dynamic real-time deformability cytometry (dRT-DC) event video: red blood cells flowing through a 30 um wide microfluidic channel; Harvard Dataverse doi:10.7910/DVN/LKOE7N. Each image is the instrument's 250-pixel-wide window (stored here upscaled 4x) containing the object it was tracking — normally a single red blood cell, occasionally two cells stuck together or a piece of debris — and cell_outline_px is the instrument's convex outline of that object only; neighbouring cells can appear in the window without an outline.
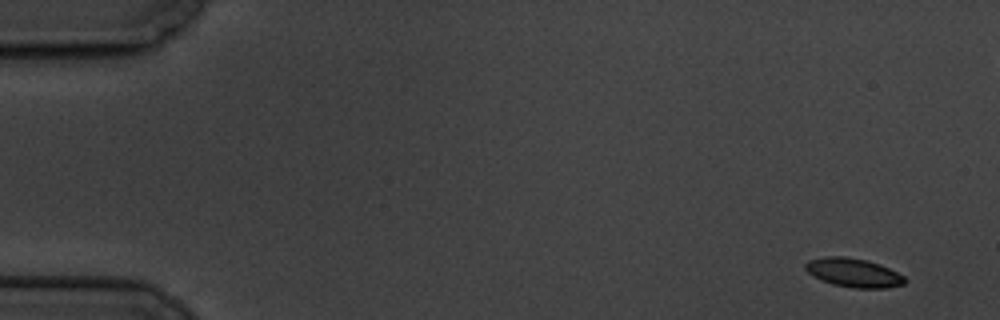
{"species": "common noctule bat (a hibernating species)", "species_latin": "Nyctalus noctula", "temperature_condition": "cold", "stored_images_in_passage": 6, "camera_frame_rate_fps": 3000, "um_per_image_px": 0.085, "animal": {"sex": "male", "body_mass_g": 19.5, "forearm_length_mm": 54.6}, "frame": {"image": 1, "passage_image": 1, "time_ms": 0.0, "image_size_px": [1000, 320], "cell_outline_px": [[908, 280], [904, 284], [884, 288], [852, 288], [832, 284], [820, 280], [808, 272], [804, 268], [804, 264], [808, 260], [824, 256], [844, 256], [868, 260], [880, 264], [904, 276]], "centroid_in_image_um": [72.53, 23.17], "position_along_channel_um": 12.5, "area_um2": 16.88}}